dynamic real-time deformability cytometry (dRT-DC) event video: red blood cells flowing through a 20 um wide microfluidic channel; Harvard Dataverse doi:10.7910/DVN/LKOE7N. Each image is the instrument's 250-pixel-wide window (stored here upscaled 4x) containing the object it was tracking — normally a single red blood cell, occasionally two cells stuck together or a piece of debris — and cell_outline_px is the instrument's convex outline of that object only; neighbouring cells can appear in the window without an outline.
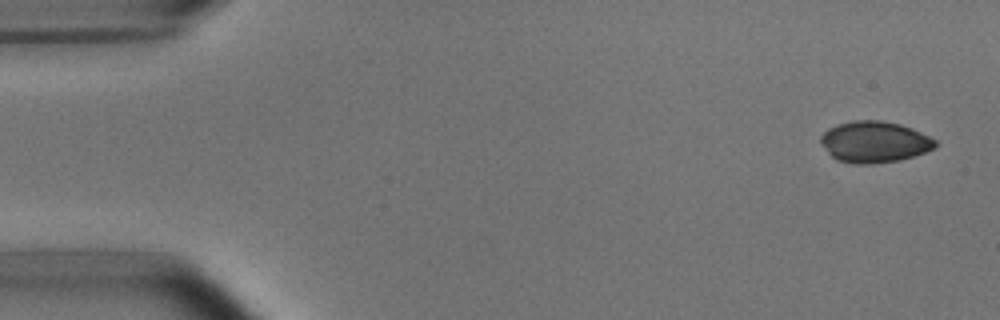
{"species": "common noctule bat (a hibernating species)", "species_latin": "Nyctalus noctula", "temperature_condition": "room temperature", "stored_images_in_passage": 6, "camera_frame_rate_fps": 3000, "um_per_image_px": 0.085, "animal": {"sex": "male", "body_mass_g": 15.6}, "frame": {"image": 1, "passage_image": 1, "time_ms": 0.0, "image_size_px": [1000, 320], "cell_outline_px": [[940, 144], [936, 148], [900, 160], [868, 164], [856, 164], [836, 160], [820, 144], [820, 136], [828, 128], [836, 124], [852, 120], [880, 120], [900, 124], [912, 128], [936, 140]], "centroid_in_image_um": [74.32, 12.05], "position_along_channel_um": 10.7, "area_um2": 27.74}}
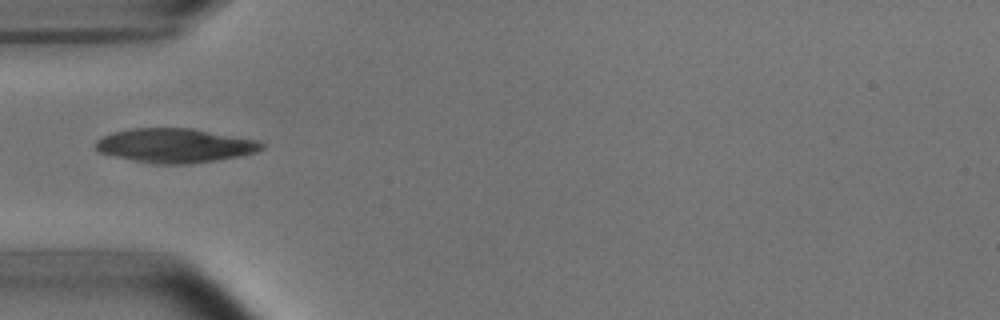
{"frame": {"image": 2, "passage_image": 5, "time_ms": 1.333, "image_size_px": [1000, 320], "cell_outline_px": [[268, 144], [264, 148], [256, 152], [240, 156], [216, 160], [188, 164], [152, 164], [116, 156], [100, 152], [96, 148], [96, 140], [112, 132], [132, 128], [192, 128], [260, 140]], "centroid_in_image_um": [14.95, 12.36], "position_along_channel_um": 70.1, "area_um2": 33.23}}